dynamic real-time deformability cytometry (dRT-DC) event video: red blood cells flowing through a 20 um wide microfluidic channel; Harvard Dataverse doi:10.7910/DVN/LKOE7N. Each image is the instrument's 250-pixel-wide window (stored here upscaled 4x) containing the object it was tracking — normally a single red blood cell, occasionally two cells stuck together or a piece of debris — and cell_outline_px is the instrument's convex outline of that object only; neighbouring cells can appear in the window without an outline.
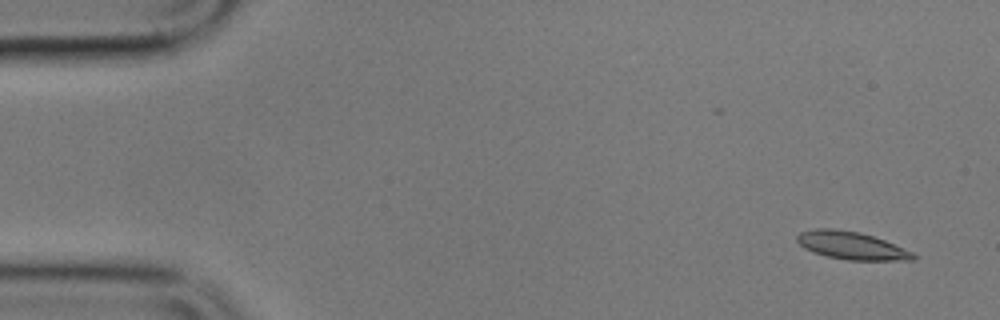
{"species": "common noctule bat (a hibernating species)", "species_latin": "Nyctalus noctula", "temperature_condition": "cold", "stored_images_in_passage": 5, "camera_frame_rate_fps": 3000, "um_per_image_px": 0.085, "animal": {"sex": "male", "body_mass_g": 17.9}, "frame": {"image": 1, "passage_image": 1, "time_ms": 0.0, "image_size_px": [1000, 320], "cell_outline_px": [[916, 260], [848, 260], [828, 256], [804, 248], [796, 240], [796, 236], [800, 232], [816, 228], [836, 228], [860, 232], [884, 240], [912, 252], [916, 256]], "centroid_in_image_um": [72.36, 20.86], "position_along_channel_um": 12.6, "area_um2": 18.61}}
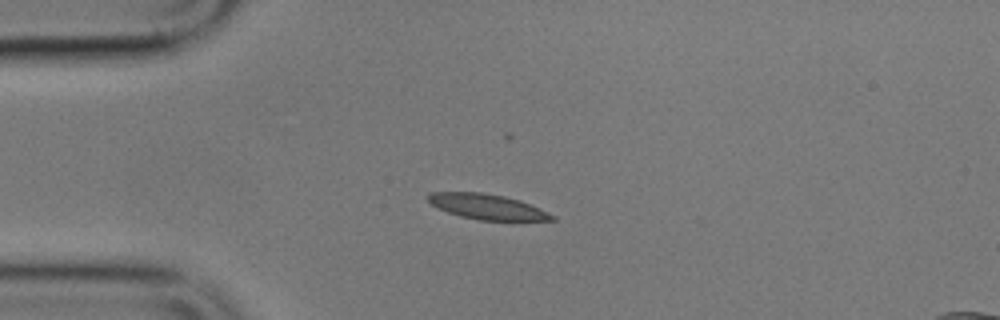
{"frame": {"image": 2, "passage_image": 4, "time_ms": 3.667, "image_size_px": [1000, 320], "cell_outline_px": [[556, 220], [480, 220], [460, 216], [448, 212], [432, 204], [428, 200], [428, 192], [480, 192], [504, 196], [520, 200], [540, 208], [556, 216]], "centroid_in_image_um": [41.44, 17.56], "position_along_channel_um": 43.6, "area_um2": 18.09}}